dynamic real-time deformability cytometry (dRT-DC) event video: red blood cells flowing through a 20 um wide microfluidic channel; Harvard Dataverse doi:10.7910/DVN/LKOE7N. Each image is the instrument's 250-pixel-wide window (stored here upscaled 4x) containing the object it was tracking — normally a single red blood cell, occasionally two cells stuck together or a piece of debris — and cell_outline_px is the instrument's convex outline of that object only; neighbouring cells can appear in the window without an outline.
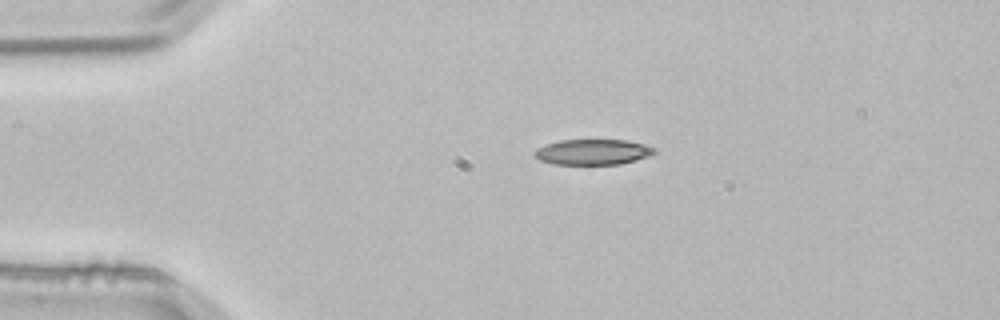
{"species": "common noctule bat (a hibernating species)", "species_latin": "Nyctalus noctula", "temperature_condition": "room temperature", "stored_images_in_passage": 3, "camera_frame_rate_fps": 3000, "um_per_image_px": 0.085, "animal": {"sex": "male", "body_mass_g": 21.5, "forearm_length_mm": 52.0}, "frame": {"image": 1, "passage_image": 1, "time_ms": 0.0, "image_size_px": [1000, 320], "cell_outline_px": [[656, 152], [648, 156], [636, 160], [620, 164], [552, 164], [540, 160], [532, 156], [532, 152], [536, 148], [560, 140], [628, 140], [644, 144], [656, 148]], "centroid_in_image_um": [50.37, 12.92], "position_along_channel_um": 34.6, "area_um2": 17.92}}